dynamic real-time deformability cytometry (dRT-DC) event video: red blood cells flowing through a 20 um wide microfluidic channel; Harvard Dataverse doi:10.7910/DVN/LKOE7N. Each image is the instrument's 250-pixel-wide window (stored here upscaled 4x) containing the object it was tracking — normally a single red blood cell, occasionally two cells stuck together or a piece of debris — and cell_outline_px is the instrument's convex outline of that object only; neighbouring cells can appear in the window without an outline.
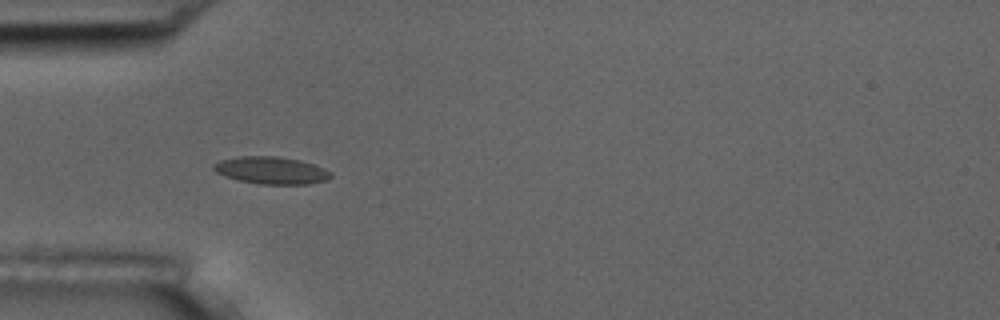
{"species": "common noctule bat (a hibernating species)", "species_latin": "Nyctalus noctula", "temperature_condition": "room temperature", "stored_images_in_passage": 6, "camera_frame_rate_fps": 3000, "um_per_image_px": 0.085, "animal": {"sex": "male", "body_mass_g": 17.5, "forearm_length_mm": 52.3}, "frame": {"image": 1, "passage_image": 5, "time_ms": 4.667, "image_size_px": [1000, 320], "cell_outline_px": [[332, 176], [328, 180], [308, 184], [260, 184], [240, 180], [224, 176], [216, 172], [212, 168], [212, 164], [220, 160], [236, 156], [276, 156], [300, 160], [312, 164], [332, 172]], "centroid_in_image_um": [23.04, 14.48], "position_along_channel_um": 62.0, "area_um2": 18.67}}